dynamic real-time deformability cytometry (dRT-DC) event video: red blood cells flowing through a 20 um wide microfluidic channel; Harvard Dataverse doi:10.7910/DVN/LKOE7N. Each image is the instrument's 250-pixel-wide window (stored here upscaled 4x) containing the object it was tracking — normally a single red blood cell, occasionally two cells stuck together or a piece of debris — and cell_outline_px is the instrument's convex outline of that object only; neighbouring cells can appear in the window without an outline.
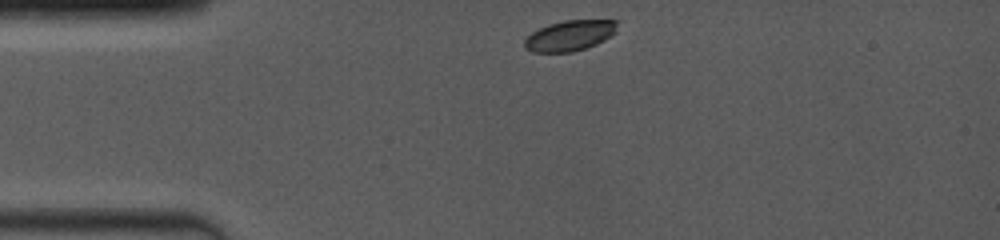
{"species": "common noctule bat (a hibernating species)", "species_latin": "Nyctalus noctula", "temperature_condition": "room temperature", "stored_images_in_passage": 2, "camera_frame_rate_fps": 4000, "um_per_image_px": 0.085, "animal": {"sex": "female", "body_mass_g": 19.0, "forearm_length_mm": 53.3}, "frame": {"image": 1, "passage_image": 1, "time_ms": 0.0, "image_size_px": [1000, 240], "cell_outline_px": [[620, 20], [616, 32], [612, 36], [596, 44], [572, 52], [532, 52], [524, 48], [524, 40], [532, 32], [548, 24], [564, 20]], "centroid_in_image_um": [48.46, 3.02], "position_along_channel_um": 36.5, "area_um2": 16.65}}